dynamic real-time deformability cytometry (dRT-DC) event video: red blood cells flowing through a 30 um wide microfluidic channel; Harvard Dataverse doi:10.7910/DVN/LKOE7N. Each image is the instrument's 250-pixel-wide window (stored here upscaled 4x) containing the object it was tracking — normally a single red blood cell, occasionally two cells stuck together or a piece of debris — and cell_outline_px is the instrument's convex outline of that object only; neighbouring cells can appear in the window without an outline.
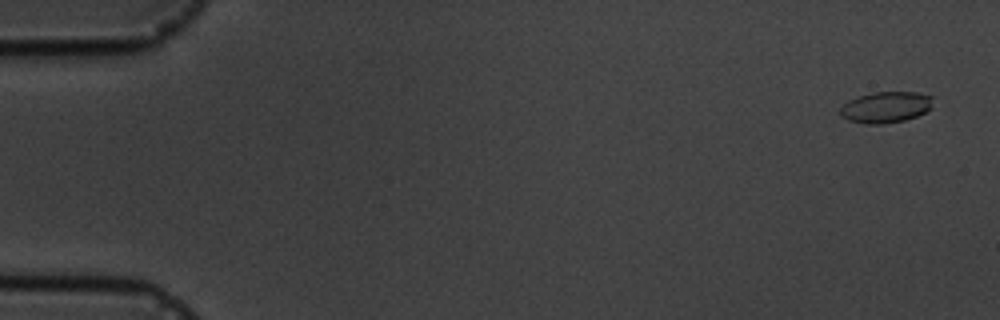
{"species": "common noctule bat (a hibernating species)", "species_latin": "Nyctalus noctula", "temperature_condition": "cold", "stored_images_in_passage": 5, "camera_frame_rate_fps": 3000, "um_per_image_px": 0.085, "animal": {"sex": "male", "body_mass_g": 19.5, "forearm_length_mm": 54.6}, "frame": {"image": 1, "passage_image": 1, "time_ms": 0.0, "image_size_px": [1000, 320], "cell_outline_px": [[932, 108], [916, 116], [904, 120], [884, 124], [864, 124], [848, 120], [840, 116], [840, 108], [848, 100], [872, 92], [916, 92], [932, 96]], "centroid_in_image_um": [75.28, 9.11], "position_along_channel_um": 9.7, "area_um2": 16.88}}
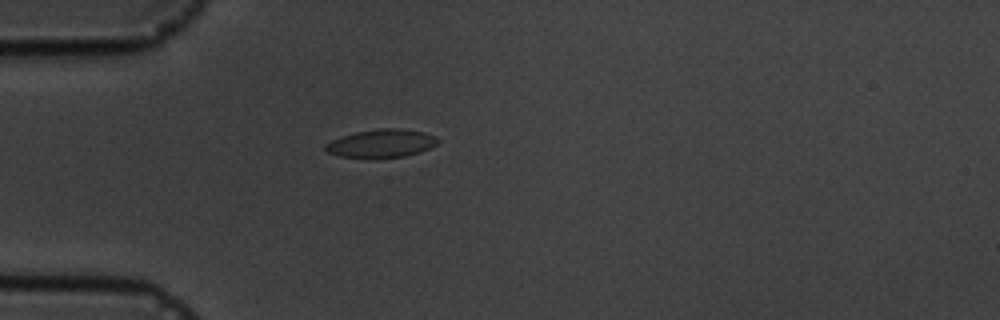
{"frame": {"image": 2, "passage_image": 5, "time_ms": 4.667, "image_size_px": [1000, 320], "cell_outline_px": [[440, 140], [436, 144], [420, 152], [404, 156], [376, 160], [340, 156], [328, 152], [324, 148], [324, 144], [332, 140], [356, 132], [380, 128], [400, 128], [424, 132], [436, 136]], "centroid_in_image_um": [32.42, 12.21], "position_along_channel_um": 52.6, "area_um2": 18.79}}